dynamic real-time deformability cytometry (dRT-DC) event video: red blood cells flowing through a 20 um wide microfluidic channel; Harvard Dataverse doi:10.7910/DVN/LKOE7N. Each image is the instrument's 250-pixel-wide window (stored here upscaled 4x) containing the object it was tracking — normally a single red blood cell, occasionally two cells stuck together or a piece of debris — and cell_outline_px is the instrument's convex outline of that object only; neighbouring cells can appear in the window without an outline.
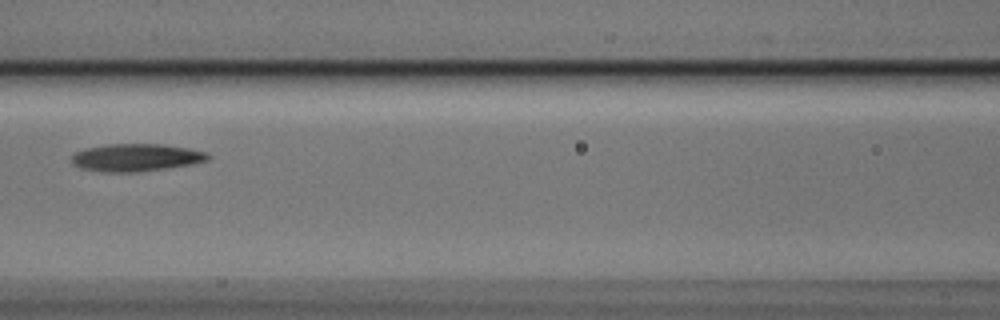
{"species": "Egyptian fruit bat (a non-hibernating species)", "species_latin": "Rousettus aegyptiacus", "temperature_condition": "cold", "stored_images_in_passage": 5, "camera_frame_rate_fps": 3000, "um_per_image_px": 0.085, "animal": {"sex": "male"}, "frame": {"image": 1, "passage_image": 5, "time_ms": 1.333, "image_size_px": [1000, 320], "cell_outline_px": [[212, 156], [208, 160], [192, 164], [168, 168], [140, 172], [100, 172], [80, 168], [72, 164], [72, 152], [84, 148], [104, 144], [164, 144], [188, 148], [208, 152]], "centroid_in_image_um": [11.55, 13.39], "position_along_channel_um": 155.1, "area_um2": 22.37}}